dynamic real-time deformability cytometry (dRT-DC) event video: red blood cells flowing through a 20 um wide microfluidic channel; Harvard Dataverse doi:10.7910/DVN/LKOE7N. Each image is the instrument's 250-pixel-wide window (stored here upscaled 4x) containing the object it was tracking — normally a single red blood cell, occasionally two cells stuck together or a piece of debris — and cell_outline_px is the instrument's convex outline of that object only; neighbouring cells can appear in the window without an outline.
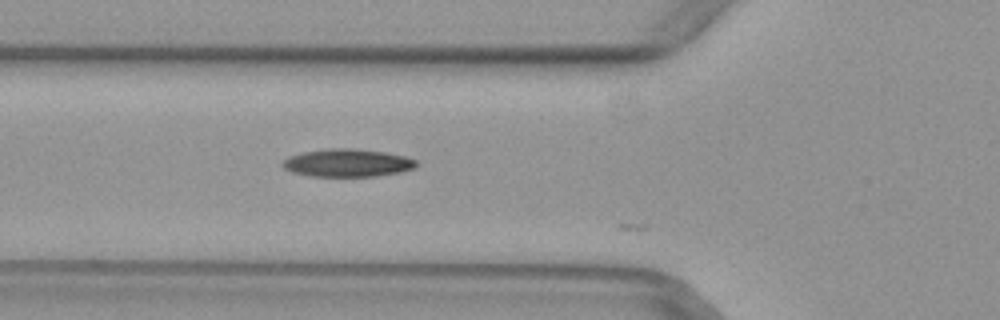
{"species": "common noctule bat (a hibernating species)", "species_latin": "Nyctalus noctula", "temperature_condition": "warm", "stored_images_in_passage": 8, "camera_frame_rate_fps": 3000, "um_per_image_px": 0.085, "animal": {"sex": "female", "body_mass_g": 29.2, "forearm_length_mm": 56.3}, "frame": {"image": 1, "passage_image": 2, "time_ms": 0.333, "image_size_px": [1000, 320], "cell_outline_px": [[416, 168], [400, 172], [376, 176], [308, 176], [292, 172], [284, 168], [280, 164], [288, 156], [304, 152], [328, 148], [356, 148], [384, 152], [404, 156], [416, 160]], "centroid_in_image_um": [29.51, 13.84], "position_along_channel_um": 96.3, "area_um2": 21.73}}
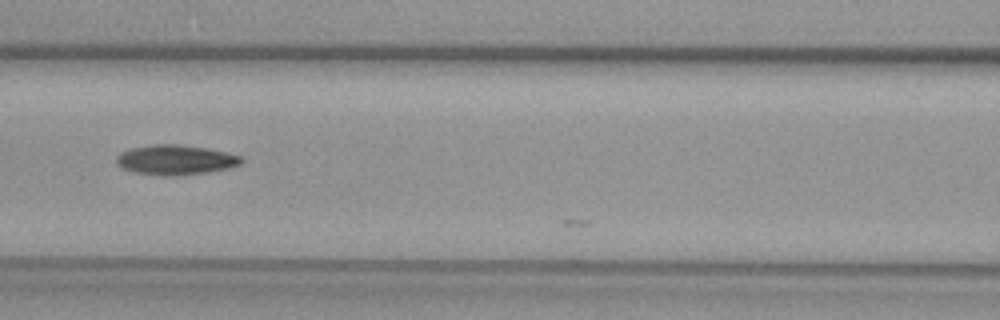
{"frame": {"image": 2, "passage_image": 6, "time_ms": 1.667, "image_size_px": [1000, 320], "cell_outline_px": [[244, 160], [240, 164], [228, 168], [208, 172], [180, 176], [160, 176], [132, 172], [120, 168], [116, 164], [116, 156], [120, 152], [132, 148], [152, 144], [176, 144], [204, 148], [224, 152], [240, 156]], "centroid_in_image_um": [14.85, 13.61], "position_along_channel_um": 151.7, "area_um2": 21.91}}